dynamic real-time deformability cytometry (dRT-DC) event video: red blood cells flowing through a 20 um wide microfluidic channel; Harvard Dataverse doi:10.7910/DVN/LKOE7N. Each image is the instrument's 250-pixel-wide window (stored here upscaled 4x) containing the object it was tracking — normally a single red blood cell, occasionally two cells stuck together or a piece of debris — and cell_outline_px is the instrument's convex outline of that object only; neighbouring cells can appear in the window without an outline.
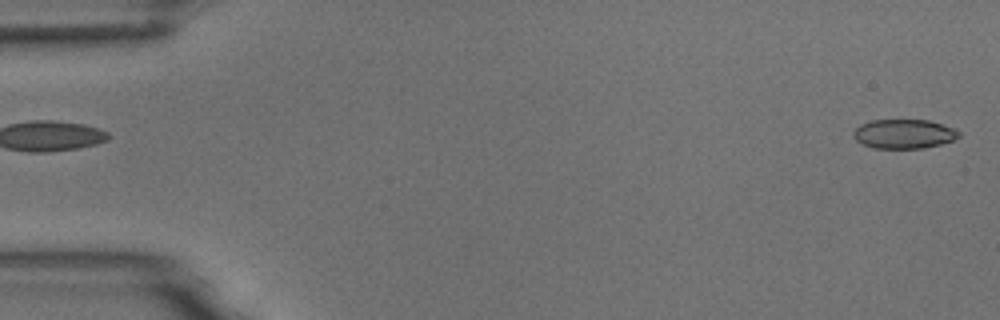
{"species": "common noctule bat (a hibernating species)", "species_latin": "Nyctalus noctula", "temperature_condition": "room temperature", "stored_images_in_passage": 6, "segment_of_instrument_passage": [2, 2], "camera_frame_rate_fps": 3000, "um_per_image_px": 0.085, "animal": {"sex": "male", "body_mass_g": 18.8}, "frame": {"image": 1, "passage_image": 6, "time_ms": 6.0, "image_size_px": [1000, 320], "cell_outline_px": [[960, 136], [952, 140], [940, 144], [924, 148], [872, 148], [860, 144], [852, 136], [852, 132], [860, 124], [872, 120], [928, 120], [956, 128], [960, 132]], "centroid_in_image_um": [76.81, 11.38], "position_along_channel_um": 8.2, "area_um2": 18.15}}